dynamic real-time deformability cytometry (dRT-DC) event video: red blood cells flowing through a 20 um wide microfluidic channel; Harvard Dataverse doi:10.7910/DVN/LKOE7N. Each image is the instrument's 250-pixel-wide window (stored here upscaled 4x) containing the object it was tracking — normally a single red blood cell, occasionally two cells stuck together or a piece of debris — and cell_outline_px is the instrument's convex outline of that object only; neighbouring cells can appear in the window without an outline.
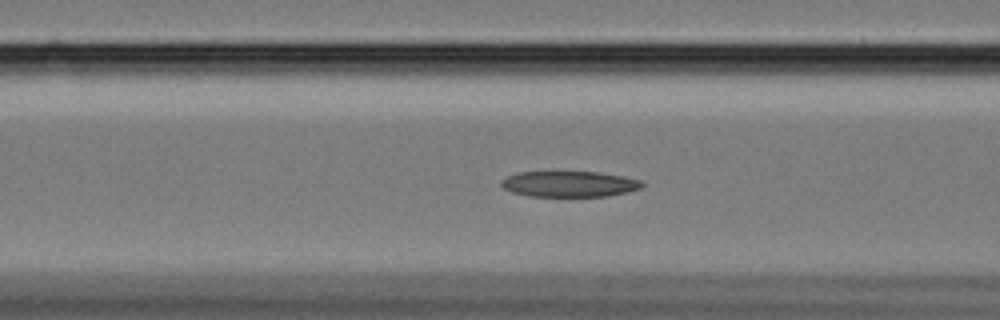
{"species": "Egyptian fruit bat (a non-hibernating species)", "species_latin": "Rousettus aegyptiacus", "temperature_condition": "cold", "stored_images_in_passage": 60, "camera_frame_rate_fps": 3000, "um_per_image_px": 0.085, "animal": {"sex": "female"}, "frame": {"image": 1, "passage_image": 24, "time_ms": 7.667, "image_size_px": [1000, 320], "cell_outline_px": [[644, 184], [640, 188], [628, 192], [608, 196], [528, 196], [512, 192], [504, 188], [500, 184], [500, 180], [516, 172], [596, 172], [624, 176], [640, 180]], "centroid_in_image_um": [48.38, 15.64], "position_along_channel_um": 118.2, "area_um2": 21.15}}
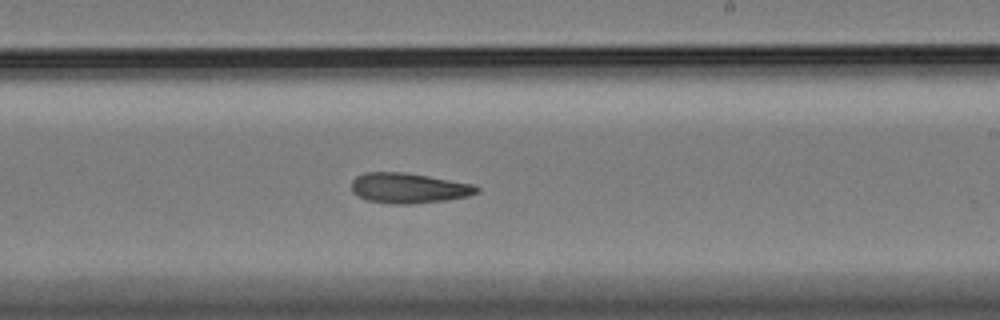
{"frame": {"image": 2, "passage_image": 36, "time_ms": 11.667, "image_size_px": [1000, 320], "cell_outline_px": [[480, 192], [468, 196], [448, 200], [412, 204], [392, 204], [368, 200], [360, 196], [352, 188], [352, 180], [356, 176], [364, 172], [404, 172], [476, 184], [480, 188]], "centroid_in_image_um": [34.81, 15.98], "position_along_channel_um": 254.2, "area_um2": 22.14}}
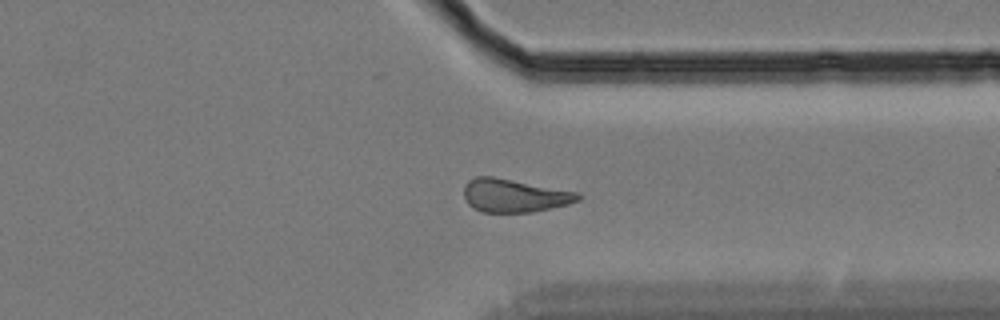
{"frame": {"image": 3, "passage_image": 46, "time_ms": 15.0, "image_size_px": [1000, 320], "cell_outline_px": [[580, 200], [568, 204], [532, 212], [484, 212], [468, 204], [464, 196], [464, 184], [468, 180], [476, 176], [492, 176], [580, 192]], "centroid_in_image_um": [43.72, 16.61], "position_along_channel_um": 367.7, "area_um2": 22.08}}